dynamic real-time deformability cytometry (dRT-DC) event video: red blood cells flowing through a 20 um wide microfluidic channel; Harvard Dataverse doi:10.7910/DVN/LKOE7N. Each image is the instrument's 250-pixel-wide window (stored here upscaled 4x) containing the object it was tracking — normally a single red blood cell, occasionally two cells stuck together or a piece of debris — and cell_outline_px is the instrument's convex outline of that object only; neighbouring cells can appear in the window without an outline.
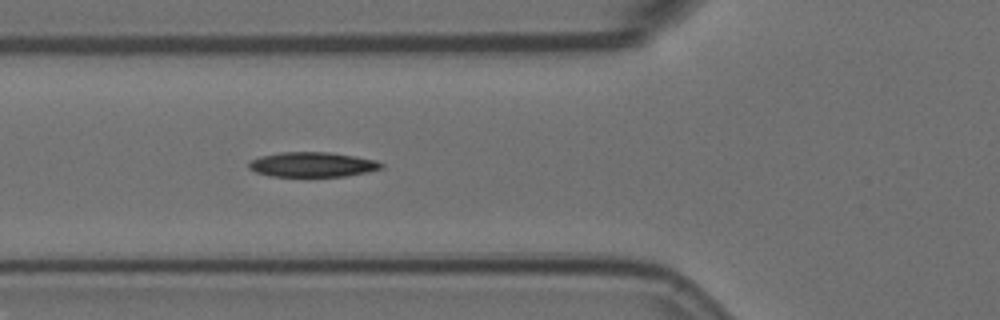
{"species": "Egyptian fruit bat (a non-hibernating species)", "species_latin": "Rousettus aegyptiacus", "temperature_condition": "room temperature", "stored_images_in_passage": 4, "camera_frame_rate_fps": 3000, "um_per_image_px": 0.085, "animal": {"sex": "female"}, "frame": {"image": 1, "passage_image": 4, "time_ms": 1.0, "image_size_px": [1000, 320], "cell_outline_px": [[384, 168], [368, 172], [348, 176], [272, 176], [256, 172], [248, 168], [248, 164], [252, 160], [260, 156], [280, 152], [328, 152], [376, 160], [384, 164]], "centroid_in_image_um": [26.57, 13.99], "position_along_channel_um": 99.2, "area_um2": 19.13}}